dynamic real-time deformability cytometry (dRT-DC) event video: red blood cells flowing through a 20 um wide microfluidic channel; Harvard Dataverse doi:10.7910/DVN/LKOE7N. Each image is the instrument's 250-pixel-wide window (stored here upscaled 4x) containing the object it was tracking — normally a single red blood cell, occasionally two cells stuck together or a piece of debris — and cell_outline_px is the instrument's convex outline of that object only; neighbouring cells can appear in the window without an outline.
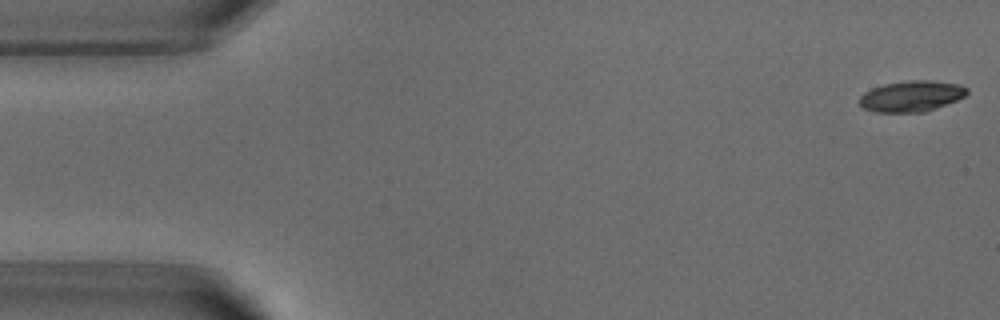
{"species": "common noctule bat (a hibernating species)", "species_latin": "Nyctalus noctula", "temperature_condition": "warm", "stored_images_in_passage": 8, "camera_frame_rate_fps": 3000, "um_per_image_px": 0.085, "animal": {"sex": "male", "body_mass_g": 18.8}, "frame": {"image": 1, "passage_image": 1, "time_ms": 0.0, "image_size_px": [1000, 320], "cell_outline_px": [[968, 92], [964, 96], [956, 100], [936, 108], [924, 112], [876, 112], [864, 108], [860, 104], [860, 96], [864, 92], [872, 88], [884, 84], [908, 80], [932, 80], [956, 84], [968, 88]], "centroid_in_image_um": [77.46, 8.17], "position_along_channel_um": 7.5, "area_um2": 19.25}}
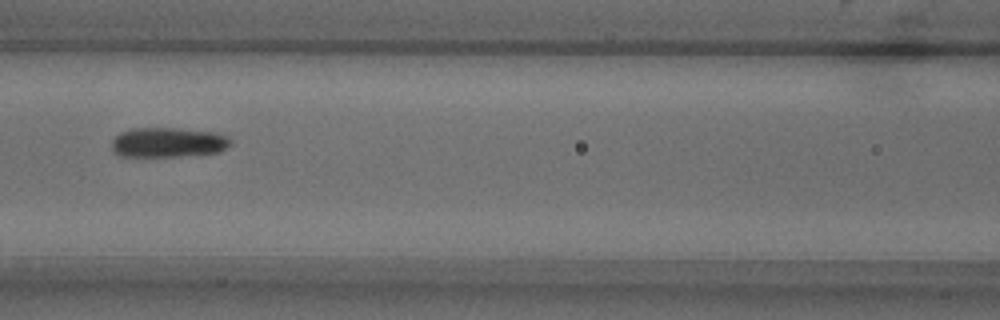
{"frame": {"image": 2, "passage_image": 7, "time_ms": 7.0, "image_size_px": [1000, 320], "cell_outline_px": [[232, 144], [220, 152], [176, 156], [120, 156], [112, 152], [112, 140], [120, 132], [132, 128], [180, 128], [216, 132], [228, 136], [232, 140]], "centroid_in_image_um": [14.3, 12.09], "position_along_channel_um": 152.3, "area_um2": 20.87}}
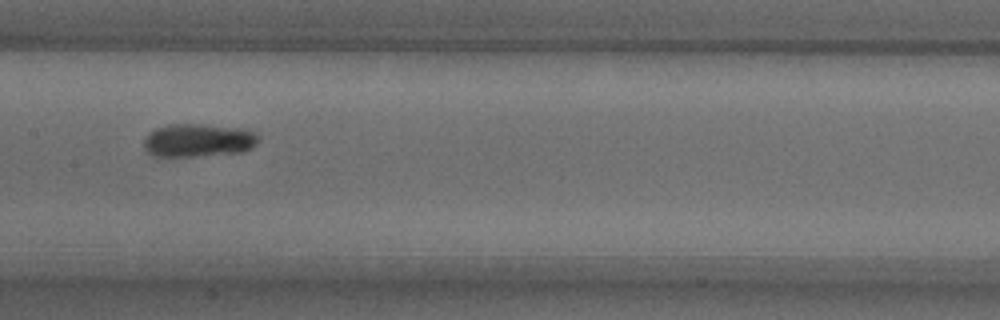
{"frame": {"image": 3, "passage_image": 8, "time_ms": 8.0, "image_size_px": [1000, 320], "cell_outline_px": [[260, 140], [252, 148], [244, 152], [196, 156], [152, 156], [144, 148], [144, 136], [148, 132], [156, 128], [168, 124], [196, 124], [244, 128], [256, 132], [260, 136]], "centroid_in_image_um": [16.88, 11.92], "position_along_channel_um": 190.5, "area_um2": 22.54}}